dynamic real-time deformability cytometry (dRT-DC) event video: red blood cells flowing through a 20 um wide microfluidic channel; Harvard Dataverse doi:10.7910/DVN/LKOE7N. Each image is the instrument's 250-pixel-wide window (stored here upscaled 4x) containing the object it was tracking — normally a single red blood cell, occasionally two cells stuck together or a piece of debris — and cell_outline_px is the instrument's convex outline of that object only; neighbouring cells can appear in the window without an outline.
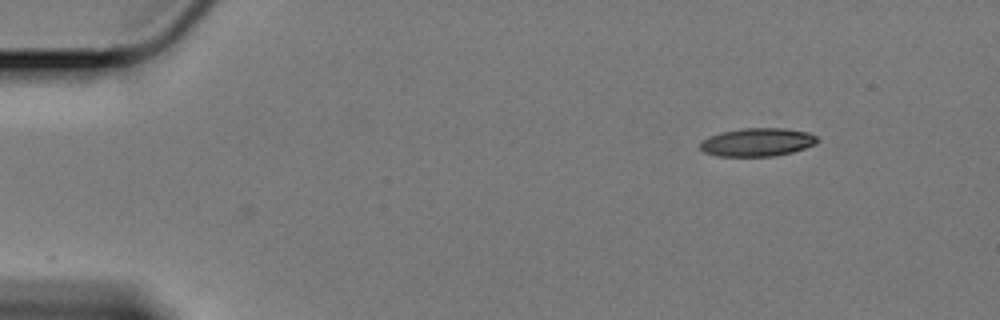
{"species": "Egyptian fruit bat (a non-hibernating species)", "species_latin": "Rousettus aegyptiacus", "temperature_condition": "cold", "stored_images_in_passage": 2, "camera_frame_rate_fps": 3000, "um_per_image_px": 0.085, "animal": {"sex": "female"}, "frame": {"image": 1, "passage_image": 2, "time_ms": 0.333, "image_size_px": [1000, 320], "cell_outline_px": [[820, 140], [816, 144], [792, 152], [772, 156], [720, 156], [704, 152], [700, 148], [700, 144], [708, 136], [724, 132], [744, 128], [784, 128], [808, 132], [816, 136]], "centroid_in_image_um": [64.41, 12.08], "position_along_channel_um": 20.6, "area_um2": 19.13}}